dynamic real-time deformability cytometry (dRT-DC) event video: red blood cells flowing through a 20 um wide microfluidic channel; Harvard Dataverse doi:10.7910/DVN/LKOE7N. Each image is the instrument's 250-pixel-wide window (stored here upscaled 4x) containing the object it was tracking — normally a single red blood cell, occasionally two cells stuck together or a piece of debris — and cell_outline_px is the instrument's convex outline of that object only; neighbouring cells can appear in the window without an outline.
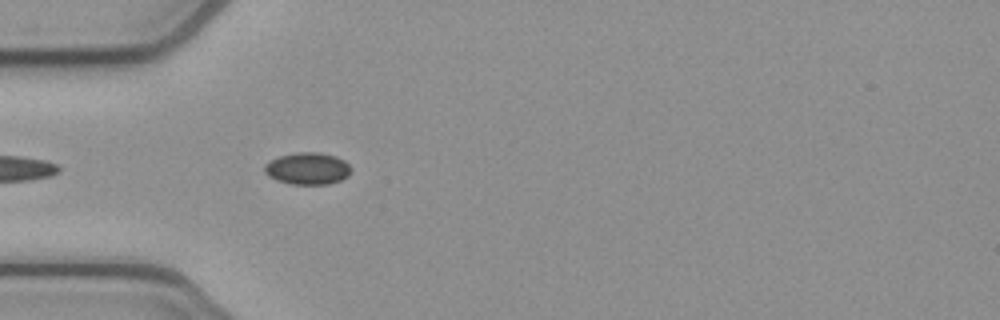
{"species": "common noctule bat (a hibernating species)", "species_latin": "Nyctalus noctula", "temperature_condition": "cold", "stored_images_in_passage": 7, "camera_frame_rate_fps": 3000, "um_per_image_px": 0.085, "animal": {"sex": "female", "body_mass_g": 21.9}, "frame": {"image": 1, "passage_image": 3, "time_ms": 0.667, "image_size_px": [1000, 320], "cell_outline_px": [[352, 172], [348, 176], [340, 180], [328, 184], [292, 184], [276, 180], [268, 176], [264, 172], [264, 164], [268, 160], [280, 156], [296, 152], [320, 152], [336, 156], [344, 160], [352, 168]], "centroid_in_image_um": [26.14, 14.31], "position_along_channel_um": 58.9, "area_um2": 16.36}}